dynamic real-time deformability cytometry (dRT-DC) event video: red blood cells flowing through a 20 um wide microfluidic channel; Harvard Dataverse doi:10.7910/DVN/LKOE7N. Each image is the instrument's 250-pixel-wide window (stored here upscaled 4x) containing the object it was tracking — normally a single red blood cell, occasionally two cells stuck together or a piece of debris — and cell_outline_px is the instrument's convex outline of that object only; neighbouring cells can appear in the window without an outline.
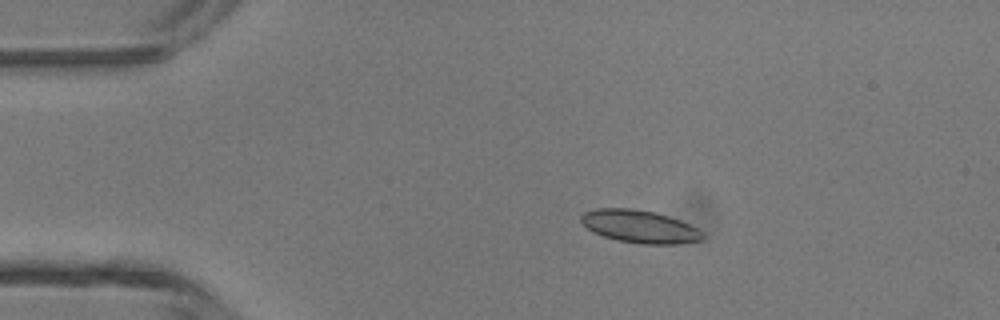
{"species": "common noctule bat (a hibernating species)", "species_latin": "Nyctalus noctula", "temperature_condition": "room temperature", "stored_images_in_passage": 5, "camera_frame_rate_fps": 3000, "um_per_image_px": 0.085, "animal": {"sex": "male", "body_mass_g": 13.3}, "frame": {"image": 1, "passage_image": 3, "time_ms": 0.667, "image_size_px": [1000, 320], "cell_outline_px": [[704, 240], [680, 244], [640, 244], [616, 240], [592, 232], [580, 220], [580, 216], [584, 212], [596, 208], [632, 208], [652, 212], [668, 216], [680, 220], [704, 232]], "centroid_in_image_um": [54.38, 19.26], "position_along_channel_um": 30.6, "area_um2": 23.29}}
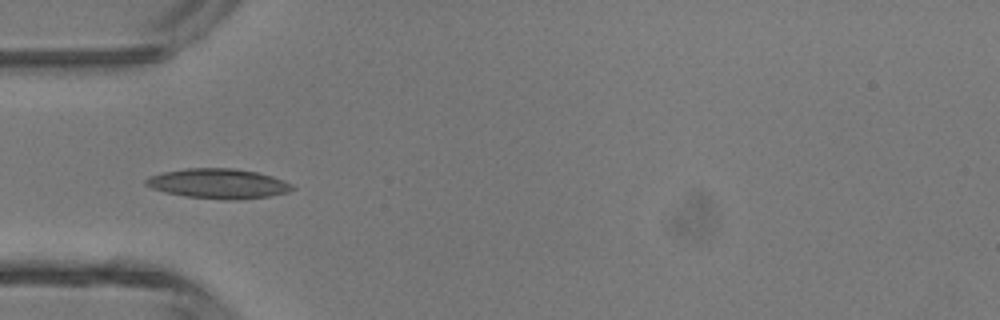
{"frame": {"image": 2, "passage_image": 5, "time_ms": 1.333, "image_size_px": [1000, 320], "cell_outline_px": [[296, 188], [288, 192], [272, 196], [240, 200], [220, 200], [184, 196], [164, 192], [152, 188], [144, 184], [144, 180], [148, 176], [164, 172], [184, 168], [232, 168], [256, 172], [272, 176], [284, 180], [292, 184]], "centroid_in_image_um": [18.56, 15.62], "position_along_channel_um": 66.4, "area_um2": 25.84}}